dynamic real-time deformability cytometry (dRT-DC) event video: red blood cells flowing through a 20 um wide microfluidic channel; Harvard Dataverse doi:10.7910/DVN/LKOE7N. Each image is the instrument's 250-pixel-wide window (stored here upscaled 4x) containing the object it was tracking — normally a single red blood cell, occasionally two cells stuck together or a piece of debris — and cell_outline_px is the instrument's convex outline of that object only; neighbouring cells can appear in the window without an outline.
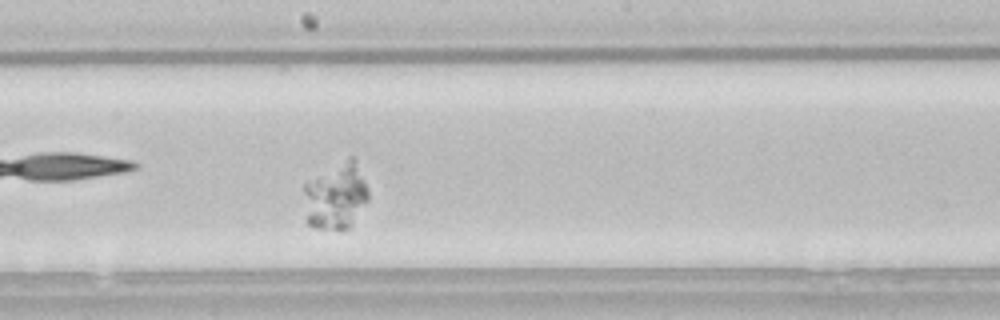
{"species": "common noctule bat (a hibernating species)", "species_latin": "Nyctalus noctula", "temperature_condition": "room temperature", "stored_images_in_passage": 46, "camera_frame_rate_fps": 3000, "um_per_image_px": 0.085, "animal": {"sex": "male", "body_mass_g": 21.5, "forearm_length_mm": 52.0}, "frame": {"image": 1, "passage_image": 20, "time_ms": 6.333, "image_size_px": [1000, 320], "cell_outline_px": [[368, 200], [352, 224], [348, 228], [312, 228], [308, 224], [304, 192], [304, 184], [348, 156], [352, 156], [368, 188]], "centroid_in_image_um": [28.55, 16.66], "position_along_channel_um": 219.6, "area_um2": 24.45}}